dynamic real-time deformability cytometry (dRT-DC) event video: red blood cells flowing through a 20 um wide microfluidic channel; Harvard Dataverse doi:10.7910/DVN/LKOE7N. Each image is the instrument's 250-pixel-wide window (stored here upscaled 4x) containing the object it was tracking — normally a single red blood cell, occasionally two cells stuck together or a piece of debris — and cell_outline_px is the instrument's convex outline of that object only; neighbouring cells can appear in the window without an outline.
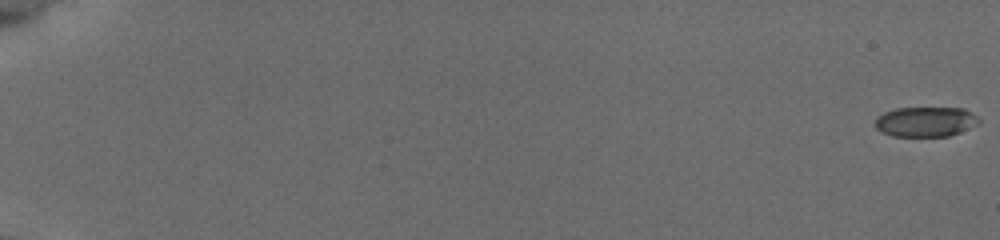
{"species": "common noctule bat (a hibernating species)", "species_latin": "Nyctalus noctula", "temperature_condition": "cold", "stored_images_in_passage": 57, "camera_frame_rate_fps": 3000, "um_per_image_px": 0.085, "animal": {"sex": "female", "body_mass_g": 19.5, "forearm_length_mm": 54.1}, "frame": {"image": 1, "passage_image": 1, "time_ms": 0.0, "image_size_px": [1000, 240], "cell_outline_px": [[980, 124], [960, 132], [948, 136], [892, 136], [880, 132], [876, 128], [876, 116], [884, 112], [896, 108], [964, 108], [976, 116], [980, 120]], "centroid_in_image_um": [78.67, 10.35], "position_along_channel_um": 6.3, "area_um2": 18.21}}
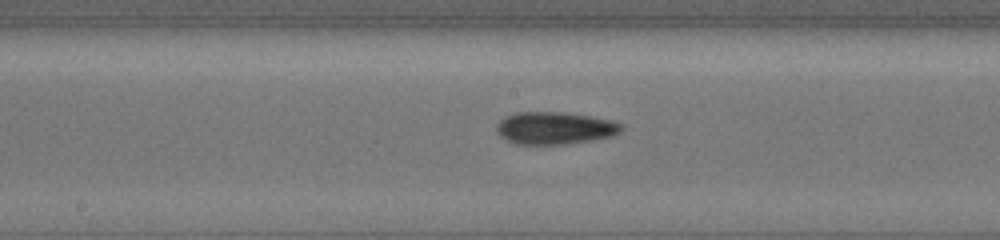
{"frame": {"image": 2, "passage_image": 33, "time_ms": 10.667, "image_size_px": [1000, 240], "cell_outline_px": [[624, 128], [620, 132], [612, 136], [592, 140], [564, 144], [516, 144], [500, 136], [496, 132], [496, 124], [504, 116], [516, 112], [564, 112], [592, 116], [612, 120], [620, 124]], "centroid_in_image_um": [47.14, 10.88], "position_along_channel_um": 201.1, "area_um2": 23.7}}
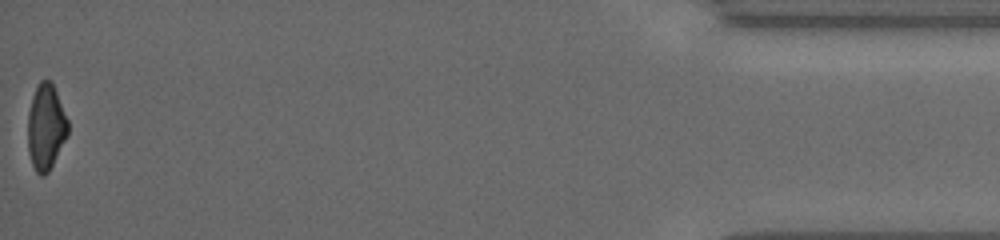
{"frame": {"image": 3, "passage_image": 57, "time_ms": 18.667, "image_size_px": [1000, 240], "cell_outline_px": [[68, 136], [48, 172], [44, 176], [40, 176], [36, 172], [32, 164], [28, 152], [28, 112], [32, 96], [40, 80], [52, 80], [68, 120]], "centroid_in_image_um": [3.9, 10.79], "position_along_channel_um": 431.3, "area_um2": 20.23}, "authors_computed_cell_mechanics": {"area_um2": 21.3282, "velocity_mm_per_s": 3.8536, "shape_relaxation_time_tau1_ms": 9.6418, "shape_relaxation_time_tau2_ms": 5.6423, "deformation_change_tau1": 0.2157, "deformation_change_tau2": 0.1268}}